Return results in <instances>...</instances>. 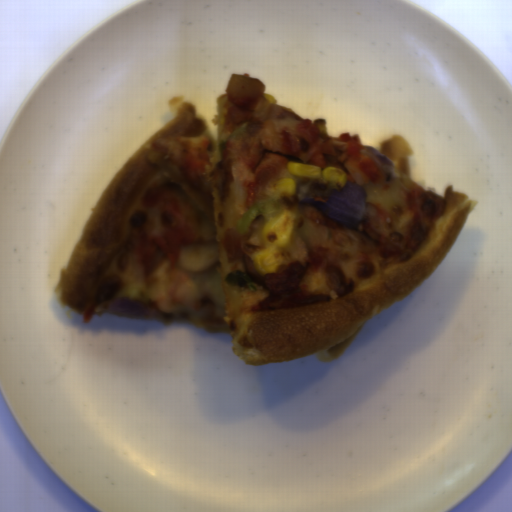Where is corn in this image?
Returning <instances> with one entry per match:
<instances>
[{"label": "corn", "mask_w": 512, "mask_h": 512, "mask_svg": "<svg viewBox=\"0 0 512 512\" xmlns=\"http://www.w3.org/2000/svg\"><path fill=\"white\" fill-rule=\"evenodd\" d=\"M297 213L283 208L262 230L264 249L251 254V262L258 275L262 278L271 272H277L286 258L284 249L288 248Z\"/></svg>", "instance_id": "1"}, {"label": "corn", "mask_w": 512, "mask_h": 512, "mask_svg": "<svg viewBox=\"0 0 512 512\" xmlns=\"http://www.w3.org/2000/svg\"><path fill=\"white\" fill-rule=\"evenodd\" d=\"M287 172L301 180H316L321 187H333L337 191L345 188L348 182L344 168L328 164L325 168L289 160L285 166Z\"/></svg>", "instance_id": "2"}, {"label": "corn", "mask_w": 512, "mask_h": 512, "mask_svg": "<svg viewBox=\"0 0 512 512\" xmlns=\"http://www.w3.org/2000/svg\"><path fill=\"white\" fill-rule=\"evenodd\" d=\"M296 193V181L295 179H292V177H283L278 182H276L274 194H276L278 197H286L288 201H294Z\"/></svg>", "instance_id": "3"}, {"label": "corn", "mask_w": 512, "mask_h": 512, "mask_svg": "<svg viewBox=\"0 0 512 512\" xmlns=\"http://www.w3.org/2000/svg\"><path fill=\"white\" fill-rule=\"evenodd\" d=\"M261 97L267 99V102L269 103H272V104H276V97L273 95V94H270V93H261L260 95Z\"/></svg>", "instance_id": "4"}]
</instances>
